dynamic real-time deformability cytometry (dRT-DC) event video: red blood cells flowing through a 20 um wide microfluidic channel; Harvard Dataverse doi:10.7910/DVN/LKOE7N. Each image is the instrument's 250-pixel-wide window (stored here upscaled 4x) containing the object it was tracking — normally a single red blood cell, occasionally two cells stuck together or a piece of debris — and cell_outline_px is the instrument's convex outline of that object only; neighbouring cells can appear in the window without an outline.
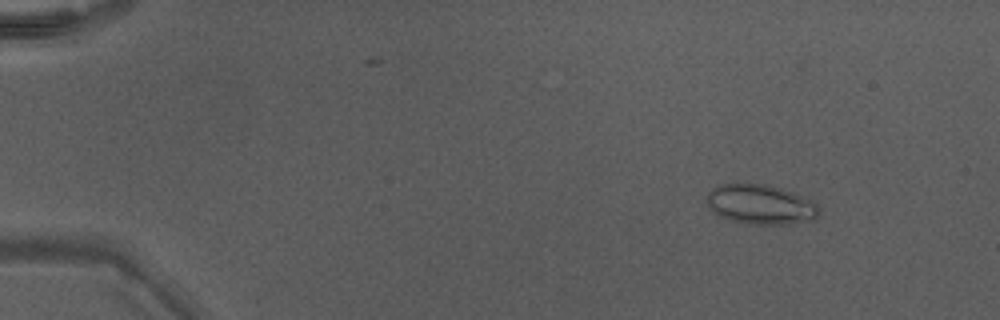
{"species": "Egyptian fruit bat (a non-hibernating species)", "species_latin": "Rousettus aegyptiacus", "temperature_condition": "warm", "stored_images_in_passage": 49, "camera_frame_rate_fps": 3000, "um_per_image_px": 0.085, "animal": {"sex": "male"}, "frame": {"image": 1, "passage_image": 7, "time_ms": 2.0, "image_size_px": [1000, 320], "cell_outline_px": [[820, 208], [816, 216], [812, 220], [788, 224], [744, 224], [728, 220], [712, 212], [708, 208], [708, 192], [712, 188], [720, 184], [764, 184], [780, 188], [792, 192], [816, 204]], "centroid_in_image_um": [64.59, 17.39], "position_along_channel_um": 20.4, "area_um2": 25.84}}
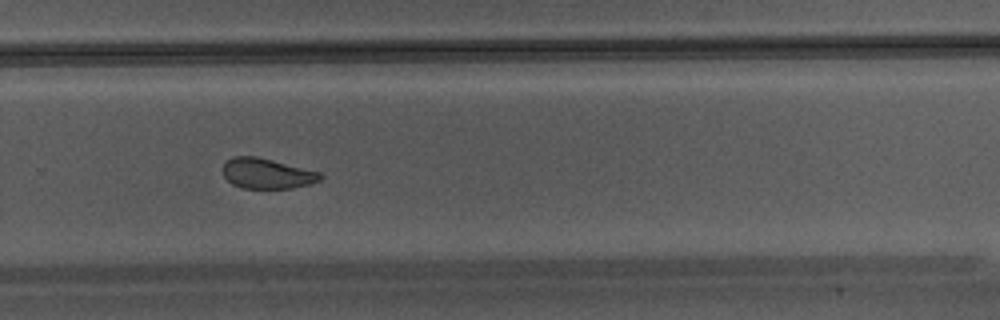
{"frame": {"image": 2, "passage_image": 35, "time_ms": 11.333, "image_size_px": [1000, 320], "cell_outline_px": [[324, 176], [320, 180], [308, 184], [292, 188], [244, 188], [232, 184], [224, 176], [220, 168], [232, 156], [256, 156], [320, 172]], "centroid_in_image_um": [22.66, 14.74], "position_along_channel_um": 307.1, "area_um2": 17.17}}
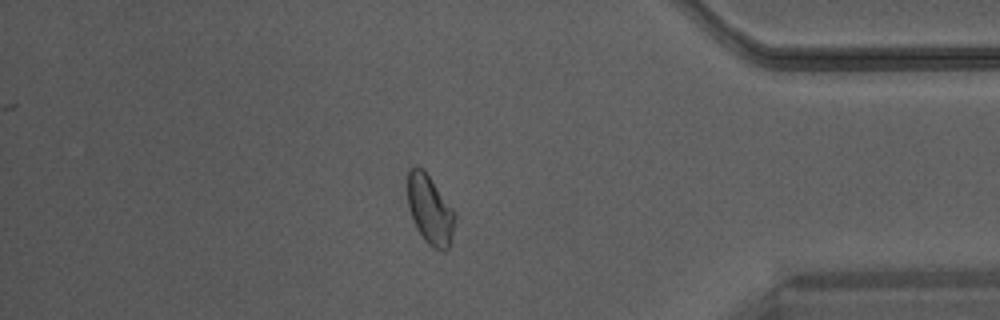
{"frame": {"image": 3, "passage_image": 43, "time_ms": 14.0, "image_size_px": [1000, 320], "cell_outline_px": [[456, 216], [452, 236], [448, 248], [444, 252], [432, 248], [424, 240], [416, 228], [408, 208], [408, 172], [416, 164], [428, 176], [456, 212]], "centroid_in_image_um": [36.55, 17.88], "position_along_channel_um": 398.6, "area_um2": 18.96}}